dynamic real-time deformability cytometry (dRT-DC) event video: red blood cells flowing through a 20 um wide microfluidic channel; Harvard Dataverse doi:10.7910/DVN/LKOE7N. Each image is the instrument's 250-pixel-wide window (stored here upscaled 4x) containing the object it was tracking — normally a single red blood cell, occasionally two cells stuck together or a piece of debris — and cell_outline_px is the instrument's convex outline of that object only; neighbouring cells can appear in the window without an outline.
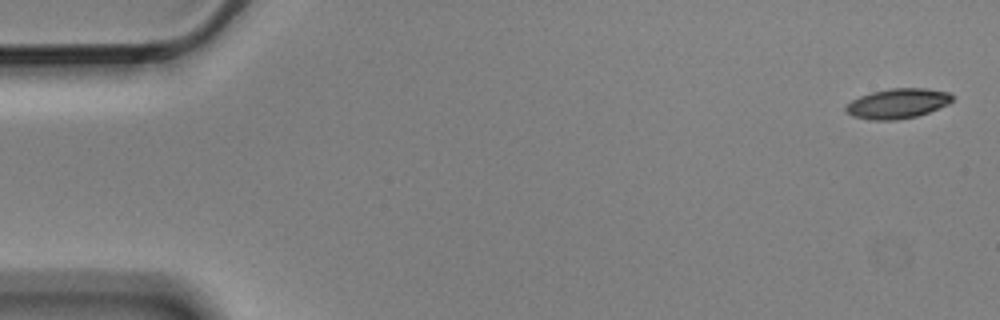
{"species": "Egyptian fruit bat (a non-hibernating species)", "species_latin": "Rousettus aegyptiacus", "temperature_condition": "cold", "stored_images_in_passage": 5, "camera_frame_rate_fps": 3000, "um_per_image_px": 0.085, "animal": {"sex": "male"}, "frame": {"image": 1, "passage_image": 1, "time_ms": 0.0, "image_size_px": [1000, 320], "cell_outline_px": [[952, 100], [948, 104], [928, 112], [916, 116], [896, 120], [872, 120], [852, 116], [844, 108], [852, 100], [860, 96], [872, 92], [892, 88], [924, 88], [948, 92], [952, 96]], "centroid_in_image_um": [76.28, 8.8], "position_along_channel_um": 8.7, "area_um2": 18.32}}
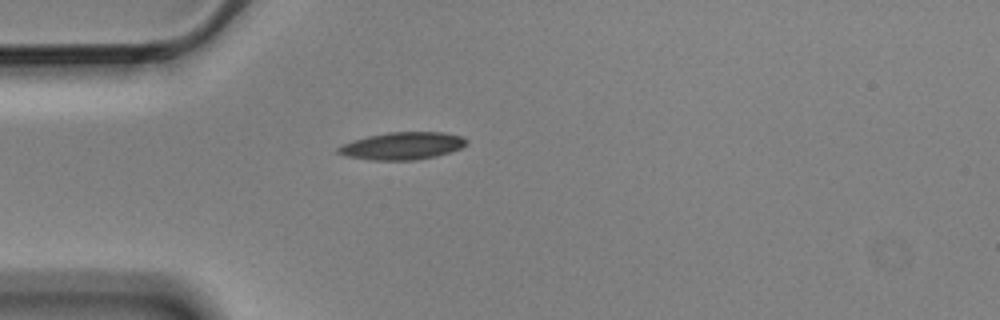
{"frame": {"image": 2, "passage_image": 5, "time_ms": 1.333, "image_size_px": [1000, 320], "cell_outline_px": [[468, 144], [460, 148], [436, 156], [412, 160], [372, 160], [344, 156], [336, 152], [336, 148], [352, 140], [368, 136], [388, 132], [444, 132], [460, 136], [468, 140]], "centroid_in_image_um": [34.17, 12.39], "position_along_channel_um": 50.8, "area_um2": 20.46}}